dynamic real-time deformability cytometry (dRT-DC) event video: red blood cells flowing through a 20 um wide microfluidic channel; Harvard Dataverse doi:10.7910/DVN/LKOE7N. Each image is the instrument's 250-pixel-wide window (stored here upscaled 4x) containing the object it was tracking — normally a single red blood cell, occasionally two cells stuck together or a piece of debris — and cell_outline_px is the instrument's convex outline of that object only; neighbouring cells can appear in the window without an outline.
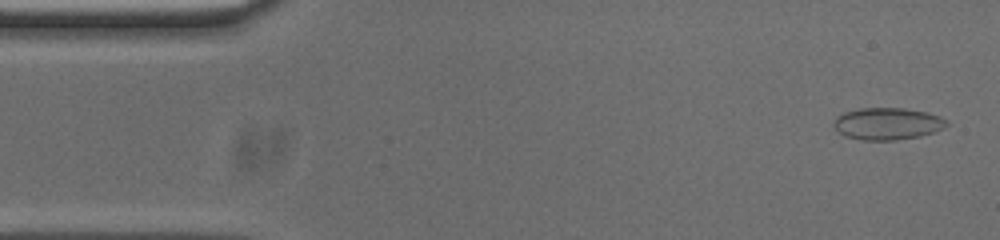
{"species": "common noctule bat (a hibernating species)", "species_latin": "Nyctalus noctula", "temperature_condition": "cold", "stored_images_in_passage": 53, "camera_frame_rate_fps": 3000, "um_per_image_px": 0.085, "animal": {"sex": "male", "body_mass_g": 20.0, "forearm_length_mm": 53.3}, "frame": {"image": 1, "passage_image": 2, "time_ms": 0.333, "image_size_px": [1000, 240], "cell_outline_px": [[948, 124], [932, 132], [916, 136], [892, 140], [864, 140], [848, 136], [840, 132], [832, 124], [840, 116], [848, 112], [860, 108], [904, 108], [928, 112], [944, 120]], "centroid_in_image_um": [75.42, 10.5], "position_along_channel_um": 9.6, "area_um2": 20.23}}
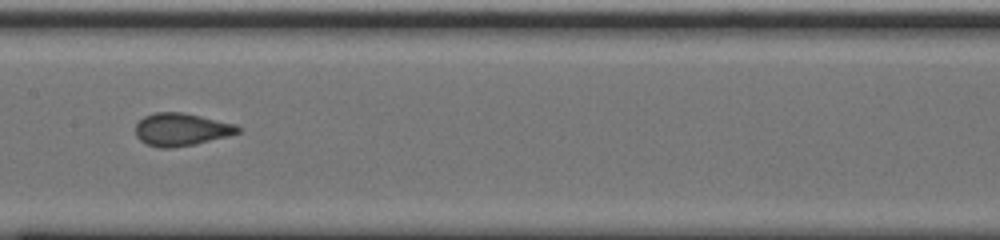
{"frame": {"image": 2, "passage_image": 25, "time_ms": 8.0, "image_size_px": [1000, 240], "cell_outline_px": [[240, 132], [228, 136], [192, 144], [172, 148], [160, 148], [148, 144], [140, 140], [136, 136], [136, 124], [144, 116], [156, 112], [180, 112], [200, 116], [236, 124], [240, 128]], "centroid_in_image_um": [15.4, 11.0], "position_along_channel_um": 192.0, "area_um2": 19.25}}
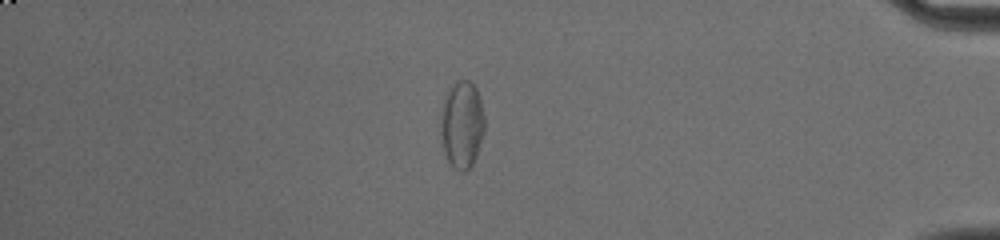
{"frame": {"image": 3, "passage_image": 45, "time_ms": 14.667, "image_size_px": [1000, 240], "cell_outline_px": [[484, 132], [476, 156], [472, 164], [464, 172], [460, 172], [448, 160], [444, 148], [440, 132], [440, 120], [444, 104], [448, 92], [460, 80], [468, 80], [476, 88], [480, 100], [484, 116]], "centroid_in_image_um": [39.28, 10.62], "position_along_channel_um": 395.9, "area_um2": 21.68}, "authors_computed_cell_mechanics": {"area_um2": 19.652, "velocity_mm_per_s": 3.7256, "shape_relaxation_time_tau1_ms": null, "shape_relaxation_time_tau2_ms": 0.9401, "deformation_change_tau1": null, "deformation_change_tau2": 0.0613}}